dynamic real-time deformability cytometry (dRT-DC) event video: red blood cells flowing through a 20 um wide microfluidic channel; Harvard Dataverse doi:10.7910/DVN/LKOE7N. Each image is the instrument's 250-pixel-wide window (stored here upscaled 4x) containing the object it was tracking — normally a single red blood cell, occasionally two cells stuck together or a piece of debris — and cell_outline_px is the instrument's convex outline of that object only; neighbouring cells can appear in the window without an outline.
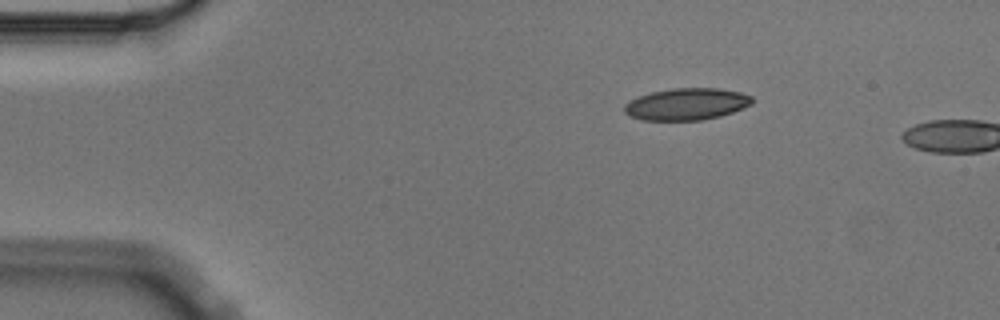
{"species": "Egyptian fruit bat (a non-hibernating species)", "species_latin": "Rousettus aegyptiacus", "temperature_condition": "cold", "stored_images_in_passage": 2, "camera_frame_rate_fps": 3000, "um_per_image_px": 0.085, "animal": {"sex": "male"}, "frame": {"image": 1, "passage_image": 1, "time_ms": 0.0, "image_size_px": [1000, 320], "cell_outline_px": [[752, 104], [744, 108], [720, 116], [704, 120], [644, 120], [632, 116], [624, 112], [624, 104], [628, 100], [652, 92], [672, 88], [720, 88], [740, 92], [752, 96]], "centroid_in_image_um": [58.37, 8.84], "position_along_channel_um": 26.6, "area_um2": 23.76}}